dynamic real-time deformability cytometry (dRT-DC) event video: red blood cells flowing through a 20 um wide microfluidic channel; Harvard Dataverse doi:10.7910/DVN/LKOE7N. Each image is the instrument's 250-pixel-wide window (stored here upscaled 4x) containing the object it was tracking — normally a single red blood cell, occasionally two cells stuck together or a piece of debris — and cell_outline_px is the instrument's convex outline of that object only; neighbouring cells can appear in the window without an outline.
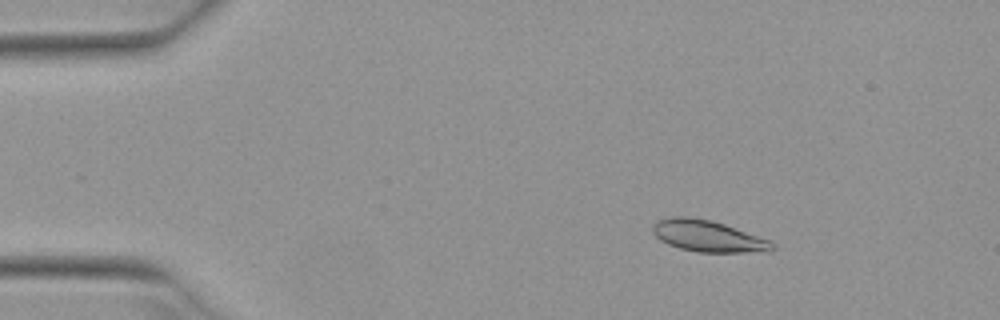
{"species": "Egyptian fruit bat (a non-hibernating species)", "species_latin": "Rousettus aegyptiacus", "temperature_condition": "warm", "stored_images_in_passage": 51, "camera_frame_rate_fps": 3000, "um_per_image_px": 0.085, "animal": {"sex": "female"}, "frame": {"image": 1, "passage_image": 7, "time_ms": 2.0, "image_size_px": [1000, 320], "cell_outline_px": [[776, 248], [772, 252], [696, 252], [680, 248], [668, 244], [660, 240], [652, 232], [652, 224], [656, 220], [672, 216], [688, 216], [712, 220], [724, 224], [768, 240], [776, 244]], "centroid_in_image_um": [60.16, 20.07], "position_along_channel_um": 24.8, "area_um2": 22.08}}
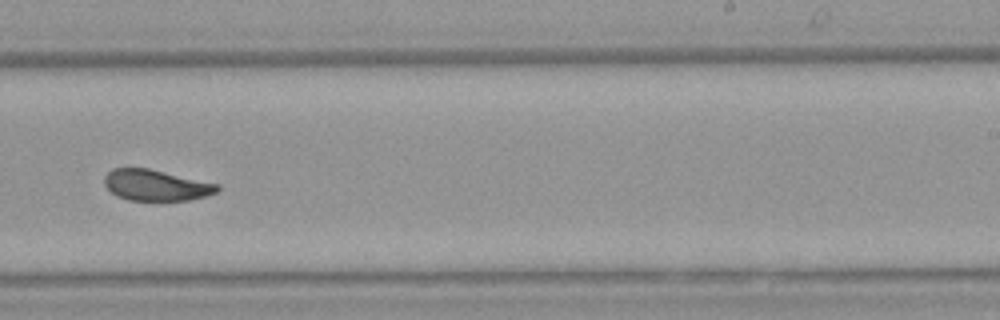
{"frame": {"image": 2, "passage_image": 32, "time_ms": 10.333, "image_size_px": [1000, 320], "cell_outline_px": [[220, 188], [216, 192], [204, 196], [188, 200], [128, 200], [116, 196], [104, 184], [104, 176], [112, 168], [148, 168], [220, 184]], "centroid_in_image_um": [13.25, 15.73], "position_along_channel_um": 275.8, "area_um2": 20.35}}
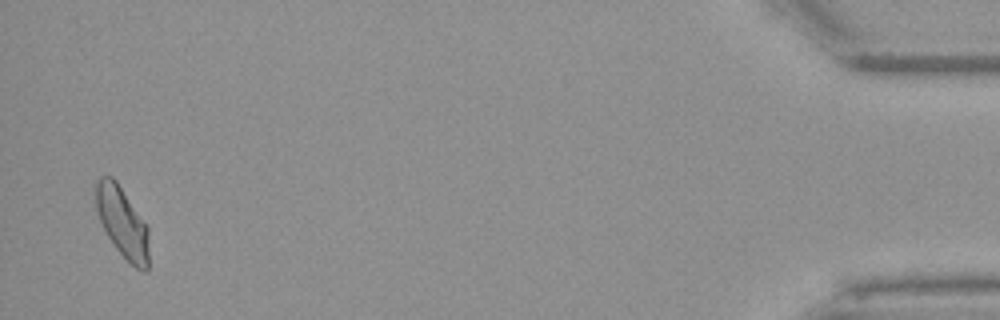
{"frame": {"image": 3, "passage_image": 50, "time_ms": 16.333, "image_size_px": [1000, 320], "cell_outline_px": [[148, 272], [144, 272], [136, 268], [116, 248], [108, 236], [100, 220], [96, 208], [96, 180], [100, 176], [112, 176], [116, 180], [148, 228]], "centroid_in_image_um": [10.4, 18.89], "position_along_channel_um": 424.8, "area_um2": 21.39}, "authors_computed_cell_mechanics": {"area_um2": 21.5594, "velocity_mm_per_s": 3.9236, "shape_relaxation_time_tau1_ms": 3.9538, "shape_relaxation_time_tau2_ms": 2.0806, "deformation_change_tau1": 0.1272, "deformation_change_tau2": 0.0645}}